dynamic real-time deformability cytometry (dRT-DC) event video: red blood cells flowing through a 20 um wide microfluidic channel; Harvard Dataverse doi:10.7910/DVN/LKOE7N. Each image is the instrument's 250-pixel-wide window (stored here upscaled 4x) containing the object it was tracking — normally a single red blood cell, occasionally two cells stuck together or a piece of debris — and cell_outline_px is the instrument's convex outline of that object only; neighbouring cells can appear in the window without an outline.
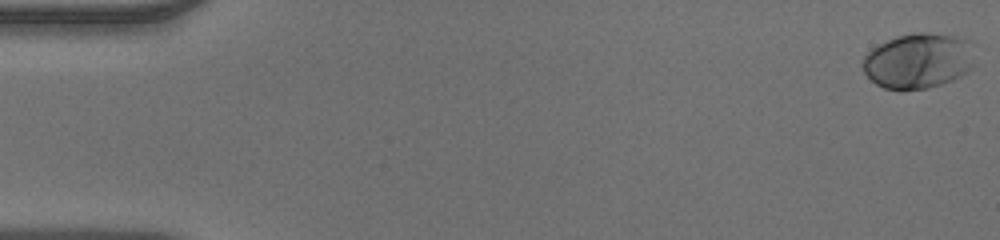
{"species": "human", "species_latin": "Homo sapiens", "temperature_condition": "warm", "stored_images_in_passage": 50, "camera_frame_rate_fps": 3000, "um_per_image_px": 0.085, "donor": {"sex": "male"}, "frame": {"image": 1, "passage_image": 1, "time_ms": 0.0, "image_size_px": [1000, 240], "cell_outline_px": [[976, 44], [972, 68], [960, 76], [952, 80], [928, 88], [900, 92], [884, 88], [876, 84], [864, 72], [864, 56], [872, 48], [896, 36], [912, 32], [928, 32], [964, 36], [972, 40]], "centroid_in_image_um": [78.13, 5.15], "position_along_channel_um": 6.9, "area_um2": 37.11}}
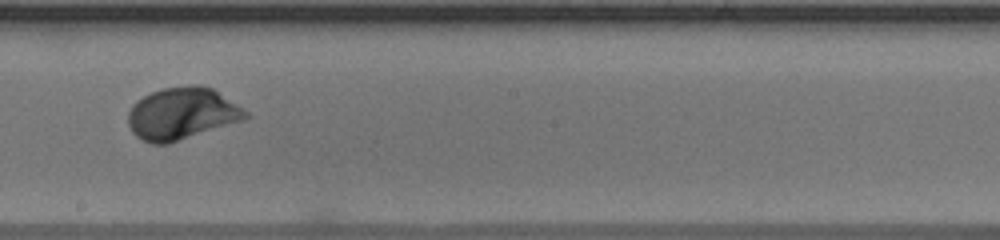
{"frame": {"image": 2, "passage_image": 29, "time_ms": 9.333, "image_size_px": [1000, 240], "cell_outline_px": [[252, 116], [168, 144], [152, 144], [136, 136], [132, 132], [128, 124], [128, 112], [132, 104], [136, 100], [152, 92], [164, 88], [188, 84], [196, 84], [212, 88], [248, 112]], "centroid_in_image_um": [15.42, 9.64], "position_along_channel_um": 232.8, "area_um2": 35.32}}
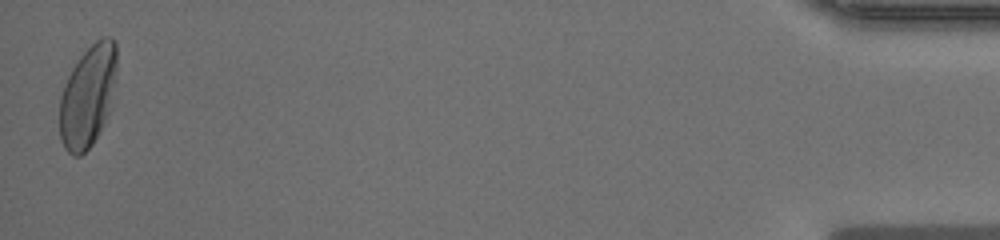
{"frame": {"image": 3, "passage_image": 50, "time_ms": 16.333, "image_size_px": [1000, 240], "cell_outline_px": [[116, 68], [108, 112], [92, 144], [80, 156], [72, 156], [64, 148], [60, 140], [60, 96], [64, 84], [72, 68], [80, 56], [96, 40], [104, 36], [112, 36], [116, 40]], "centroid_in_image_um": [7.44, 8.14], "position_along_channel_um": 427.8, "area_um2": 33.47}}